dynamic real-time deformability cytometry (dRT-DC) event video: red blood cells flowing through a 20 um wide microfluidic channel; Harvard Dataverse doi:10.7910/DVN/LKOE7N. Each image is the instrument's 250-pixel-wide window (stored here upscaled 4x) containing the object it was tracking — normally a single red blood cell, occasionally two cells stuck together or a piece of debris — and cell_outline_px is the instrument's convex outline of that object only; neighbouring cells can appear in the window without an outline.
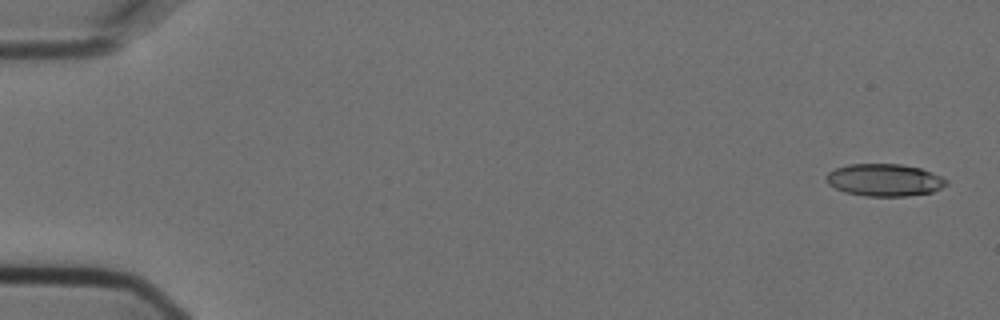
{"species": "Egyptian fruit bat (a non-hibernating species)", "species_latin": "Rousettus aegyptiacus", "temperature_condition": "cold", "stored_images_in_passage": 5, "camera_frame_rate_fps": 3000, "um_per_image_px": 0.085, "animal": {"sex": "female"}, "frame": {"image": 1, "passage_image": 1, "time_ms": 0.0, "image_size_px": [1000, 320], "cell_outline_px": [[948, 184], [932, 192], [908, 196], [868, 196], [844, 192], [828, 184], [828, 172], [836, 168], [848, 164], [900, 164], [920, 168], [932, 172], [948, 180]], "centroid_in_image_um": [75.2, 15.3], "position_along_channel_um": 9.8, "area_um2": 22.48}}
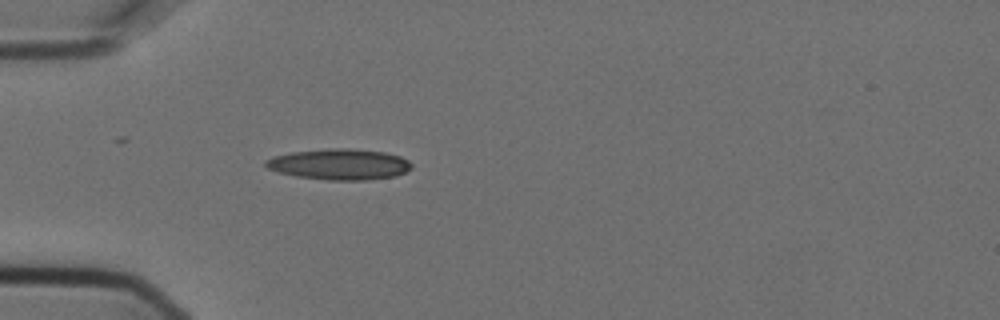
{"frame": {"image": 2, "passage_image": 5, "time_ms": 1.333, "image_size_px": [1000, 320], "cell_outline_px": [[412, 168], [396, 176], [368, 180], [328, 180], [296, 176], [280, 172], [268, 168], [264, 164], [264, 160], [276, 156], [292, 152], [328, 148], [348, 148], [384, 152], [400, 156], [408, 160], [412, 164]], "centroid_in_image_um": [28.87, 13.96], "position_along_channel_um": 56.1, "area_um2": 26.18}}